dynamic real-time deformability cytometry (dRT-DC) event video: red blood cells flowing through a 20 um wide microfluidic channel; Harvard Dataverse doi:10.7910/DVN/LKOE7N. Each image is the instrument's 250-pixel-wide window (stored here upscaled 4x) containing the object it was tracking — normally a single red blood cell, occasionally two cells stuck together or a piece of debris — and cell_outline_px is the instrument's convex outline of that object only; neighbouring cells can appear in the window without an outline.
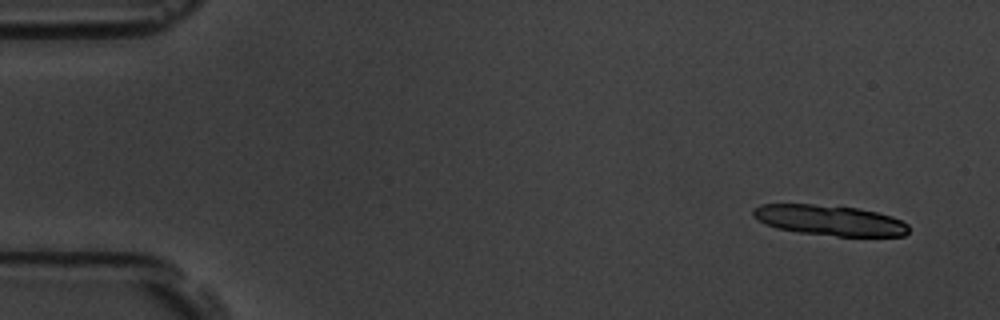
{"species": "common noctule bat (a hibernating species)", "species_latin": "Nyctalus noctula", "temperature_condition": "room temperature", "stored_images_in_passage": 5, "camera_frame_rate_fps": 3000, "um_per_image_px": 0.085, "animal": {"sex": "male", "body_mass_g": 19.5, "forearm_length_mm": 54.6}, "frame": {"image": 1, "passage_image": 1, "time_ms": 0.0, "image_size_px": [1000, 320], "cell_outline_px": [[908, 232], [904, 236], [836, 236], [800, 232], [776, 228], [764, 224], [752, 216], [752, 208], [760, 204], [812, 204], [856, 208], [876, 212], [892, 216], [908, 224]], "centroid_in_image_um": [70.48, 18.72], "position_along_channel_um": 14.5, "area_um2": 27.57}}